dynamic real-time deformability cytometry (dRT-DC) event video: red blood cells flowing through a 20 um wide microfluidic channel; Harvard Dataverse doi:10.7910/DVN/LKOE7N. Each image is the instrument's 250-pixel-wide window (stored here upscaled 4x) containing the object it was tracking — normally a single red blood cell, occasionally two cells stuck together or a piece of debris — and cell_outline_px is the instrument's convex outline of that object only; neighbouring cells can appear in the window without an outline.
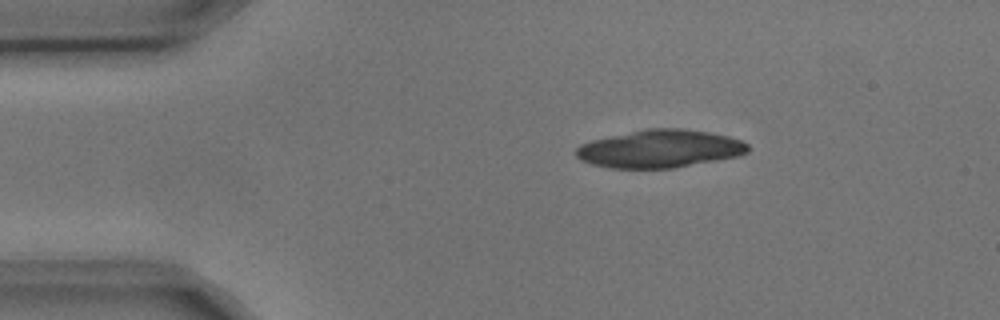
{"species": "common noctule bat (a hibernating species)", "species_latin": "Nyctalus noctula", "temperature_condition": "cold", "stored_images_in_passage": 4, "camera_frame_rate_fps": 3000, "um_per_image_px": 0.085, "animal": {"sex": "male", "body_mass_g": 17.9, "forearm_length_mm": 54.2}, "frame": {"image": 1, "passage_image": 3, "time_ms": 0.667, "image_size_px": [1000, 320], "cell_outline_px": [[748, 152], [740, 156], [672, 168], [612, 168], [592, 164], [580, 160], [576, 156], [576, 148], [580, 144], [592, 140], [648, 128], [684, 128], [708, 132], [728, 136], [740, 140], [748, 144]], "centroid_in_image_um": [56.09, 12.64], "position_along_channel_um": 28.9, "area_um2": 37.8}}